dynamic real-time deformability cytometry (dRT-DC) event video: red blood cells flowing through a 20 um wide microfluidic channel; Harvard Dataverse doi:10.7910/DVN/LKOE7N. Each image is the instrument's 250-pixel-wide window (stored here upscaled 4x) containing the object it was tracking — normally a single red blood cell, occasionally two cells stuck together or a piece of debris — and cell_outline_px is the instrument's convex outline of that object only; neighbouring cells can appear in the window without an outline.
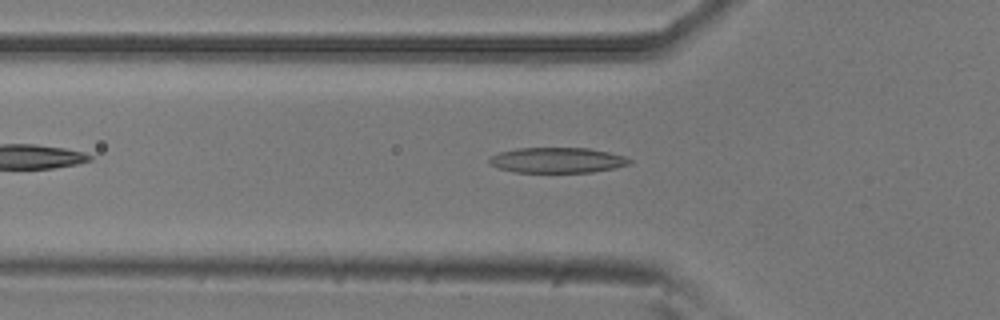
{"species": "common noctule bat (a hibernating species)", "species_latin": "Nyctalus noctula", "temperature_condition": "room temperature", "stored_images_in_passage": 35, "camera_frame_rate_fps": 3000, "um_per_image_px": 0.085, "animal": {"sex": "male", "body_mass_g": 20.5, "forearm_length_mm": 52.5}, "frame": {"image": 1, "passage_image": 9, "time_ms": 2.667, "image_size_px": [1000, 320], "cell_outline_px": [[632, 164], [616, 168], [592, 172], [516, 172], [500, 168], [488, 164], [488, 160], [492, 156], [500, 152], [516, 148], [588, 148], [608, 152], [624, 156], [632, 160]], "centroid_in_image_um": [47.4, 13.62], "position_along_channel_um": 78.4, "area_um2": 20.75}}
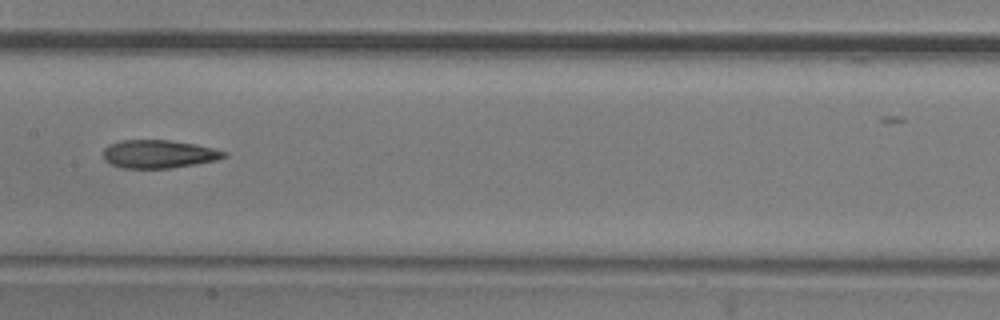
{"frame": {"image": 2, "passage_image": 18, "time_ms": 5.667, "image_size_px": [1000, 320], "cell_outline_px": [[224, 156], [216, 160], [172, 168], [124, 168], [112, 164], [104, 160], [104, 148], [108, 144], [120, 140], [168, 140], [192, 144], [212, 148], [224, 152]], "centroid_in_image_um": [13.41, 13.09], "position_along_channel_um": 194.0, "area_um2": 19.48}}
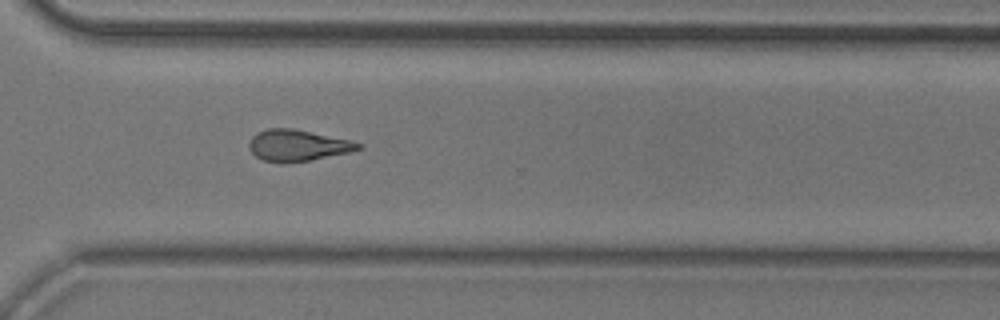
{"frame": {"image": 3, "passage_image": 30, "time_ms": 9.667, "image_size_px": [1000, 320], "cell_outline_px": [[364, 148], [348, 152], [308, 160], [284, 164], [264, 160], [256, 156], [248, 148], [248, 144], [252, 136], [256, 132], [268, 128], [292, 128], [348, 140], [364, 144]], "centroid_in_image_um": [25.26, 12.36], "position_along_channel_um": 345.3, "area_um2": 19.83}}